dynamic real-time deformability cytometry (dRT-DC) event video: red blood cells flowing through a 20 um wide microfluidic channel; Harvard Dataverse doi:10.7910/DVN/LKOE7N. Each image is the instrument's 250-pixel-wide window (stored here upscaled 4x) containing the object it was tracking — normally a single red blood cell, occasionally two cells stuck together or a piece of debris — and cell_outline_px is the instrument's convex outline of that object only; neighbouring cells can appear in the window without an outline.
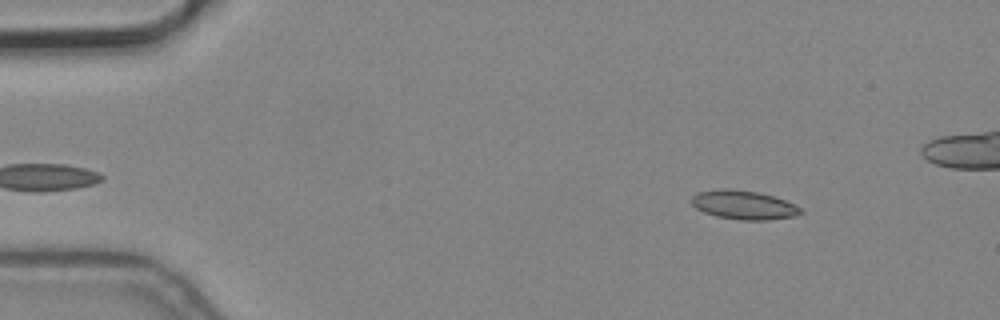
{"species": "common noctule bat (a hibernating species)", "species_latin": "Nyctalus noctula", "temperature_condition": "cold", "stored_images_in_passage": 3, "camera_frame_rate_fps": 3000, "um_per_image_px": 0.085, "animal": {"sex": "male", "body_mass_g": 19.2, "forearm_length_mm": 51.8}, "frame": {"image": 1, "passage_image": 3, "time_ms": 0.667, "image_size_px": [1000, 320], "cell_outline_px": [[804, 212], [792, 216], [764, 220], [740, 220], [716, 216], [704, 212], [696, 208], [692, 204], [692, 196], [700, 192], [728, 188], [760, 192], [784, 200], [804, 208]], "centroid_in_image_um": [63.24, 17.42], "position_along_channel_um": 21.8, "area_um2": 18.21}}